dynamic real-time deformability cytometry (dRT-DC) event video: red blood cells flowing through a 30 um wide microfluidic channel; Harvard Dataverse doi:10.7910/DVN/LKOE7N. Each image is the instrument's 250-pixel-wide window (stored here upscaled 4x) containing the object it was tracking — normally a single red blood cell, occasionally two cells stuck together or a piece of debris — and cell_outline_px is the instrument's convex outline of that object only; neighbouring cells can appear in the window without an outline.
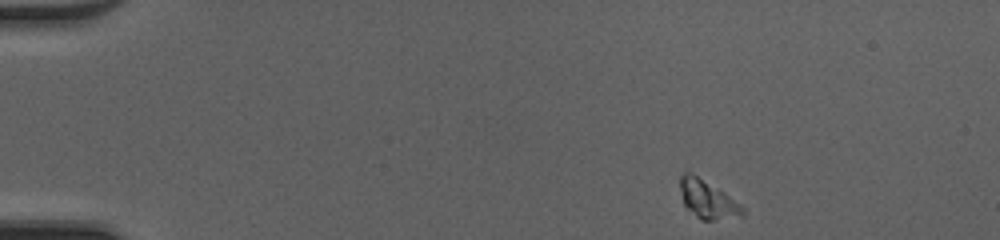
{"species": "common noctule bat (a hibernating species)", "species_latin": "Nyctalus noctula", "temperature_condition": "cold", "stored_images_in_passage": 44, "camera_frame_rate_fps": 3000, "um_per_image_px": 0.085, "animal": {"sex": "female", "body_mass_g": 20.0, "forearm_length_mm": 54.0}, "frame": {"image": 1, "passage_image": 1, "time_ms": 0.0, "image_size_px": [1000, 240], "cell_outline_px": [[744, 216], [712, 220], [700, 220], [684, 204], [680, 188], [680, 176], [684, 172], [688, 172], [696, 176], [724, 192], [744, 208]], "centroid_in_image_um": [60.14, 16.97], "position_along_channel_um": 24.9, "area_um2": 13.47}}
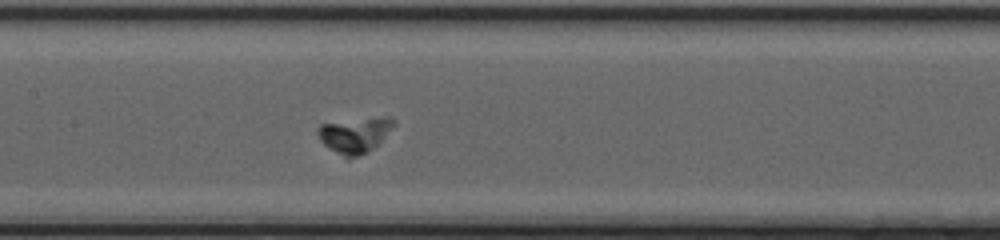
{"frame": {"image": 2, "passage_image": 19, "time_ms": 6.0, "image_size_px": [1000, 240], "cell_outline_px": [[396, 124], [372, 148], [360, 156], [348, 160], [324, 144], [320, 140], [316, 132], [320, 124], [384, 116], [388, 116]], "centroid_in_image_um": [30.13, 11.49], "position_along_channel_um": 177.3, "area_um2": 15.37}}
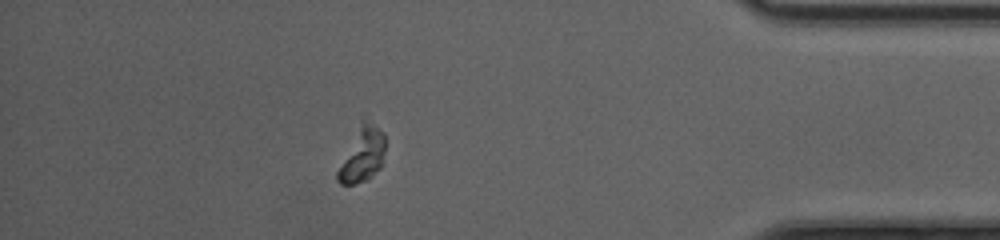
{"frame": {"image": 3, "passage_image": 38, "time_ms": 12.333, "image_size_px": [1000, 240], "cell_outline_px": [[384, 152], [380, 168], [368, 180], [352, 184], [340, 184], [336, 180], [336, 172], [360, 120], [364, 120], [384, 132]], "centroid_in_image_um": [30.77, 13.18], "position_along_channel_um": 404.4, "area_um2": 14.97}}